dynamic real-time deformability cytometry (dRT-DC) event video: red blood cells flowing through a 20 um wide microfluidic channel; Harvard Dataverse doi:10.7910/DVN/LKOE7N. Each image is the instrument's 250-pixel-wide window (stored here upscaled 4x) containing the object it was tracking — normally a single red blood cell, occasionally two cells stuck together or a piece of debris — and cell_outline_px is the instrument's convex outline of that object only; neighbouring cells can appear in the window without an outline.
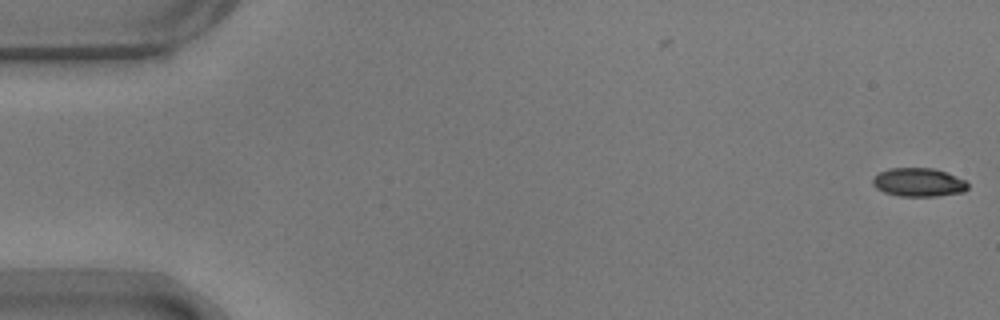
{"species": "common noctule bat (a hibernating species)", "species_latin": "Nyctalus noctula", "temperature_condition": "warm", "stored_images_in_passage": 55, "camera_frame_rate_fps": 3000, "um_per_image_px": 0.085, "animal": {"sex": "male", "body_mass_g": 17.9}, "frame": {"image": 1, "passage_image": 1, "time_ms": 0.0, "image_size_px": [1000, 320], "cell_outline_px": [[968, 188], [964, 192], [936, 196], [900, 196], [884, 192], [876, 188], [872, 184], [872, 180], [880, 172], [888, 168], [932, 168], [948, 172], [964, 180], [968, 184]], "centroid_in_image_um": [78.09, 15.49], "position_along_channel_um": 6.9, "area_um2": 15.84}}
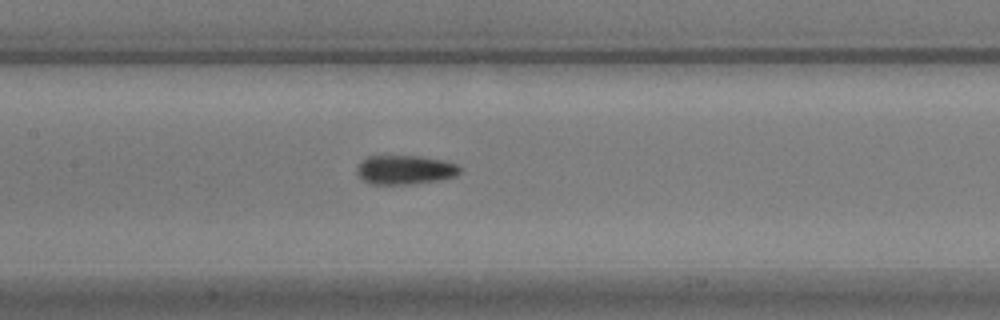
{"frame": {"image": 2, "passage_image": 26, "time_ms": 8.333, "image_size_px": [1000, 320], "cell_outline_px": [[460, 172], [456, 176], [440, 180], [412, 184], [372, 184], [364, 180], [356, 172], [356, 168], [368, 156], [420, 156], [444, 160], [460, 164]], "centroid_in_image_um": [34.48, 14.43], "position_along_channel_um": 172.9, "area_um2": 17.51}}
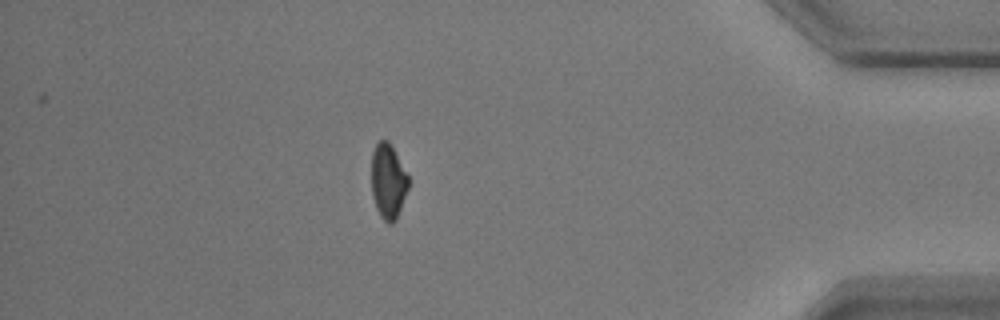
{"frame": {"image": 3, "passage_image": 48, "time_ms": 15.667, "image_size_px": [1000, 320], "cell_outline_px": [[408, 188], [396, 220], [392, 224], [388, 224], [380, 216], [376, 208], [372, 196], [372, 152], [376, 144], [380, 140], [388, 140], [408, 176]], "centroid_in_image_um": [32.98, 15.44], "position_along_channel_um": 402.2, "area_um2": 15.95}, "authors_computed_cell_mechanics": {"area_um2": 16.8776, "velocity_mm_per_s": 3.6912, "shape_relaxation_time_tau1_ms": 4.1979, "shape_relaxation_time_tau2_ms": 4.2526, "deformation_change_tau1": 0.1288, "deformation_change_tau2": 0.0927}}